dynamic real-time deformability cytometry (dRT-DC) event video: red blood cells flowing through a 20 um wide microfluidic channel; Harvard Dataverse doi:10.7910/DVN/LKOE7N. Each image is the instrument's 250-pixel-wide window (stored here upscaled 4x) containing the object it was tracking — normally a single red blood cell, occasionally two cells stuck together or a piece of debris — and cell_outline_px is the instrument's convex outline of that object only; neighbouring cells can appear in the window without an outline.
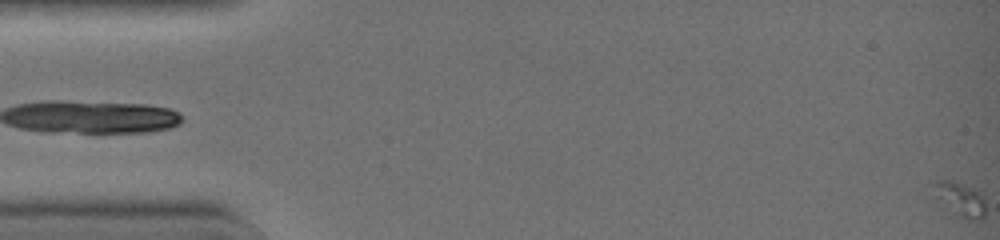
{"species": "common noctule bat (a hibernating species)", "species_latin": "Nyctalus noctula", "temperature_condition": "warm", "stored_images_in_passage": 12, "camera_frame_rate_fps": 3000, "um_per_image_px": 0.085, "animal": {"sex": "female", "body_mass_g": 19.0, "forearm_length_mm": 51.5}, "frame": {"image": 1, "passage_image": 1, "time_ms": 0.0, "image_size_px": [1000, 240], "cell_outline_px": [[984, 216], [980, 220], [968, 220], [952, 216], [940, 208], [928, 184], [936, 180], [948, 180], [972, 188], [980, 192], [984, 200]], "centroid_in_image_um": [81.47, 16.98], "position_along_channel_um": 3.5, "area_um2": 11.27}}